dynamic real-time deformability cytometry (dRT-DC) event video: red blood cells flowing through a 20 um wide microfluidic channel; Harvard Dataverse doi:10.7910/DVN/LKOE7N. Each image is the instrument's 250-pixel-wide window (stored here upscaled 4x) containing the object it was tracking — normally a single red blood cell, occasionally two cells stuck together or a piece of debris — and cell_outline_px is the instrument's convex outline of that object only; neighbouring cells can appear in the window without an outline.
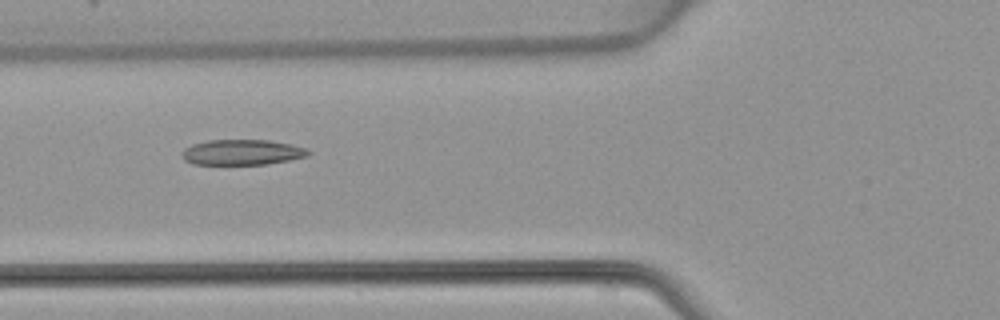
{"species": "common noctule bat (a hibernating species)", "species_latin": "Nyctalus noctula", "temperature_condition": "warm", "stored_images_in_passage": 6, "camera_frame_rate_fps": 3000, "um_per_image_px": 0.085, "animal": {"sex": "female", "body_mass_g": 22.7, "forearm_length_mm": 54.2}, "frame": {"image": 1, "passage_image": 6, "time_ms": 6.0, "image_size_px": [1000, 320], "cell_outline_px": [[312, 152], [308, 156], [268, 164], [192, 164], [184, 160], [180, 152], [184, 148], [192, 144], [208, 140], [268, 140], [292, 144], [308, 148]], "centroid_in_image_um": [20.58, 12.94], "position_along_channel_um": 105.2, "area_um2": 18.9}}